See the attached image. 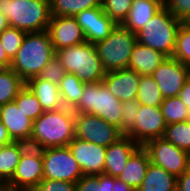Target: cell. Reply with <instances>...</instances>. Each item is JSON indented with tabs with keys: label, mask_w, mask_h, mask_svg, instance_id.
<instances>
[{
	"label": "cell",
	"mask_w": 190,
	"mask_h": 191,
	"mask_svg": "<svg viewBox=\"0 0 190 191\" xmlns=\"http://www.w3.org/2000/svg\"><path fill=\"white\" fill-rule=\"evenodd\" d=\"M75 138V112L63 107L45 111L33 121L29 146L45 149L68 146Z\"/></svg>",
	"instance_id": "1"
},
{
	"label": "cell",
	"mask_w": 190,
	"mask_h": 191,
	"mask_svg": "<svg viewBox=\"0 0 190 191\" xmlns=\"http://www.w3.org/2000/svg\"><path fill=\"white\" fill-rule=\"evenodd\" d=\"M54 56L55 50L47 30L26 33L10 68L26 82L38 76Z\"/></svg>",
	"instance_id": "2"
},
{
	"label": "cell",
	"mask_w": 190,
	"mask_h": 191,
	"mask_svg": "<svg viewBox=\"0 0 190 191\" xmlns=\"http://www.w3.org/2000/svg\"><path fill=\"white\" fill-rule=\"evenodd\" d=\"M0 12L25 33L47 30L51 19L50 0H0Z\"/></svg>",
	"instance_id": "3"
},
{
	"label": "cell",
	"mask_w": 190,
	"mask_h": 191,
	"mask_svg": "<svg viewBox=\"0 0 190 191\" xmlns=\"http://www.w3.org/2000/svg\"><path fill=\"white\" fill-rule=\"evenodd\" d=\"M66 73L75 74L84 83L102 81L106 75L95 45L90 42L55 51Z\"/></svg>",
	"instance_id": "4"
},
{
	"label": "cell",
	"mask_w": 190,
	"mask_h": 191,
	"mask_svg": "<svg viewBox=\"0 0 190 191\" xmlns=\"http://www.w3.org/2000/svg\"><path fill=\"white\" fill-rule=\"evenodd\" d=\"M73 111L101 117L122 132V102L102 81L85 83L81 100Z\"/></svg>",
	"instance_id": "5"
},
{
	"label": "cell",
	"mask_w": 190,
	"mask_h": 191,
	"mask_svg": "<svg viewBox=\"0 0 190 191\" xmlns=\"http://www.w3.org/2000/svg\"><path fill=\"white\" fill-rule=\"evenodd\" d=\"M182 23L164 6L136 33L137 42L172 57L177 31Z\"/></svg>",
	"instance_id": "6"
},
{
	"label": "cell",
	"mask_w": 190,
	"mask_h": 191,
	"mask_svg": "<svg viewBox=\"0 0 190 191\" xmlns=\"http://www.w3.org/2000/svg\"><path fill=\"white\" fill-rule=\"evenodd\" d=\"M136 43V33L117 24L105 40L94 45L104 70L110 72L128 68Z\"/></svg>",
	"instance_id": "7"
},
{
	"label": "cell",
	"mask_w": 190,
	"mask_h": 191,
	"mask_svg": "<svg viewBox=\"0 0 190 191\" xmlns=\"http://www.w3.org/2000/svg\"><path fill=\"white\" fill-rule=\"evenodd\" d=\"M44 178L76 183L83 172L68 146L42 149Z\"/></svg>",
	"instance_id": "8"
},
{
	"label": "cell",
	"mask_w": 190,
	"mask_h": 191,
	"mask_svg": "<svg viewBox=\"0 0 190 191\" xmlns=\"http://www.w3.org/2000/svg\"><path fill=\"white\" fill-rule=\"evenodd\" d=\"M43 179L42 150L28 146L21 155L12 179L5 186L9 191H33Z\"/></svg>",
	"instance_id": "9"
},
{
	"label": "cell",
	"mask_w": 190,
	"mask_h": 191,
	"mask_svg": "<svg viewBox=\"0 0 190 191\" xmlns=\"http://www.w3.org/2000/svg\"><path fill=\"white\" fill-rule=\"evenodd\" d=\"M143 148L148 152L150 162L165 169L176 178L190 166V154L163 137L147 141Z\"/></svg>",
	"instance_id": "10"
},
{
	"label": "cell",
	"mask_w": 190,
	"mask_h": 191,
	"mask_svg": "<svg viewBox=\"0 0 190 191\" xmlns=\"http://www.w3.org/2000/svg\"><path fill=\"white\" fill-rule=\"evenodd\" d=\"M124 134L101 117L88 113H75V137L108 147Z\"/></svg>",
	"instance_id": "11"
},
{
	"label": "cell",
	"mask_w": 190,
	"mask_h": 191,
	"mask_svg": "<svg viewBox=\"0 0 190 191\" xmlns=\"http://www.w3.org/2000/svg\"><path fill=\"white\" fill-rule=\"evenodd\" d=\"M134 126L125 134L140 146L155 138H162L167 126L160 106L140 104Z\"/></svg>",
	"instance_id": "12"
},
{
	"label": "cell",
	"mask_w": 190,
	"mask_h": 191,
	"mask_svg": "<svg viewBox=\"0 0 190 191\" xmlns=\"http://www.w3.org/2000/svg\"><path fill=\"white\" fill-rule=\"evenodd\" d=\"M151 76L158 84L163 98L179 96L180 90L190 76V67L168 57Z\"/></svg>",
	"instance_id": "13"
},
{
	"label": "cell",
	"mask_w": 190,
	"mask_h": 191,
	"mask_svg": "<svg viewBox=\"0 0 190 191\" xmlns=\"http://www.w3.org/2000/svg\"><path fill=\"white\" fill-rule=\"evenodd\" d=\"M68 147L83 175L104 174L106 147L76 137L70 141Z\"/></svg>",
	"instance_id": "14"
},
{
	"label": "cell",
	"mask_w": 190,
	"mask_h": 191,
	"mask_svg": "<svg viewBox=\"0 0 190 191\" xmlns=\"http://www.w3.org/2000/svg\"><path fill=\"white\" fill-rule=\"evenodd\" d=\"M47 31L55 51L86 42L81 26L71 16L51 17Z\"/></svg>",
	"instance_id": "15"
},
{
	"label": "cell",
	"mask_w": 190,
	"mask_h": 191,
	"mask_svg": "<svg viewBox=\"0 0 190 191\" xmlns=\"http://www.w3.org/2000/svg\"><path fill=\"white\" fill-rule=\"evenodd\" d=\"M81 26L86 41L95 44L105 40L117 25L105 12L102 6L83 10L74 16Z\"/></svg>",
	"instance_id": "16"
},
{
	"label": "cell",
	"mask_w": 190,
	"mask_h": 191,
	"mask_svg": "<svg viewBox=\"0 0 190 191\" xmlns=\"http://www.w3.org/2000/svg\"><path fill=\"white\" fill-rule=\"evenodd\" d=\"M0 120L6 126L12 141L29 144L33 120L14 101L0 106Z\"/></svg>",
	"instance_id": "17"
},
{
	"label": "cell",
	"mask_w": 190,
	"mask_h": 191,
	"mask_svg": "<svg viewBox=\"0 0 190 191\" xmlns=\"http://www.w3.org/2000/svg\"><path fill=\"white\" fill-rule=\"evenodd\" d=\"M141 75L130 69L106 72L102 82L121 102L136 99Z\"/></svg>",
	"instance_id": "18"
},
{
	"label": "cell",
	"mask_w": 190,
	"mask_h": 191,
	"mask_svg": "<svg viewBox=\"0 0 190 191\" xmlns=\"http://www.w3.org/2000/svg\"><path fill=\"white\" fill-rule=\"evenodd\" d=\"M139 147L140 145L127 135L106 147L104 174L117 178Z\"/></svg>",
	"instance_id": "19"
},
{
	"label": "cell",
	"mask_w": 190,
	"mask_h": 191,
	"mask_svg": "<svg viewBox=\"0 0 190 191\" xmlns=\"http://www.w3.org/2000/svg\"><path fill=\"white\" fill-rule=\"evenodd\" d=\"M164 7L163 0H133L128 17L122 25L137 33Z\"/></svg>",
	"instance_id": "20"
},
{
	"label": "cell",
	"mask_w": 190,
	"mask_h": 191,
	"mask_svg": "<svg viewBox=\"0 0 190 191\" xmlns=\"http://www.w3.org/2000/svg\"><path fill=\"white\" fill-rule=\"evenodd\" d=\"M167 58L162 52L137 42L127 69L136 71L141 76H150Z\"/></svg>",
	"instance_id": "21"
},
{
	"label": "cell",
	"mask_w": 190,
	"mask_h": 191,
	"mask_svg": "<svg viewBox=\"0 0 190 191\" xmlns=\"http://www.w3.org/2000/svg\"><path fill=\"white\" fill-rule=\"evenodd\" d=\"M25 85L37 97L44 111L58 110L64 107L58 85L38 76L27 80Z\"/></svg>",
	"instance_id": "22"
},
{
	"label": "cell",
	"mask_w": 190,
	"mask_h": 191,
	"mask_svg": "<svg viewBox=\"0 0 190 191\" xmlns=\"http://www.w3.org/2000/svg\"><path fill=\"white\" fill-rule=\"evenodd\" d=\"M149 164V154L140 146L128 159L127 165L117 178L136 190L141 186Z\"/></svg>",
	"instance_id": "23"
},
{
	"label": "cell",
	"mask_w": 190,
	"mask_h": 191,
	"mask_svg": "<svg viewBox=\"0 0 190 191\" xmlns=\"http://www.w3.org/2000/svg\"><path fill=\"white\" fill-rule=\"evenodd\" d=\"M177 185V178L150 162L141 186L136 191H171Z\"/></svg>",
	"instance_id": "24"
},
{
	"label": "cell",
	"mask_w": 190,
	"mask_h": 191,
	"mask_svg": "<svg viewBox=\"0 0 190 191\" xmlns=\"http://www.w3.org/2000/svg\"><path fill=\"white\" fill-rule=\"evenodd\" d=\"M29 145L23 142H12L0 148V180L6 185L13 177L23 151Z\"/></svg>",
	"instance_id": "25"
},
{
	"label": "cell",
	"mask_w": 190,
	"mask_h": 191,
	"mask_svg": "<svg viewBox=\"0 0 190 191\" xmlns=\"http://www.w3.org/2000/svg\"><path fill=\"white\" fill-rule=\"evenodd\" d=\"M84 85L85 83L75 74H65L58 85L64 107L74 109L78 105L83 95Z\"/></svg>",
	"instance_id": "26"
},
{
	"label": "cell",
	"mask_w": 190,
	"mask_h": 191,
	"mask_svg": "<svg viewBox=\"0 0 190 191\" xmlns=\"http://www.w3.org/2000/svg\"><path fill=\"white\" fill-rule=\"evenodd\" d=\"M99 6H101V0H50L51 17H74L83 10Z\"/></svg>",
	"instance_id": "27"
},
{
	"label": "cell",
	"mask_w": 190,
	"mask_h": 191,
	"mask_svg": "<svg viewBox=\"0 0 190 191\" xmlns=\"http://www.w3.org/2000/svg\"><path fill=\"white\" fill-rule=\"evenodd\" d=\"M24 86L25 81L11 68L0 73V106L12 102Z\"/></svg>",
	"instance_id": "28"
},
{
	"label": "cell",
	"mask_w": 190,
	"mask_h": 191,
	"mask_svg": "<svg viewBox=\"0 0 190 191\" xmlns=\"http://www.w3.org/2000/svg\"><path fill=\"white\" fill-rule=\"evenodd\" d=\"M136 99L139 104L149 106H160L163 102V95L151 75L141 76Z\"/></svg>",
	"instance_id": "29"
},
{
	"label": "cell",
	"mask_w": 190,
	"mask_h": 191,
	"mask_svg": "<svg viewBox=\"0 0 190 191\" xmlns=\"http://www.w3.org/2000/svg\"><path fill=\"white\" fill-rule=\"evenodd\" d=\"M163 138L168 142L190 154V123L177 122L168 124L165 128Z\"/></svg>",
	"instance_id": "30"
},
{
	"label": "cell",
	"mask_w": 190,
	"mask_h": 191,
	"mask_svg": "<svg viewBox=\"0 0 190 191\" xmlns=\"http://www.w3.org/2000/svg\"><path fill=\"white\" fill-rule=\"evenodd\" d=\"M160 108L167 125L187 121L188 108L179 96L164 98Z\"/></svg>",
	"instance_id": "31"
},
{
	"label": "cell",
	"mask_w": 190,
	"mask_h": 191,
	"mask_svg": "<svg viewBox=\"0 0 190 191\" xmlns=\"http://www.w3.org/2000/svg\"><path fill=\"white\" fill-rule=\"evenodd\" d=\"M13 101L33 121L45 112L37 97L26 85L19 91Z\"/></svg>",
	"instance_id": "32"
},
{
	"label": "cell",
	"mask_w": 190,
	"mask_h": 191,
	"mask_svg": "<svg viewBox=\"0 0 190 191\" xmlns=\"http://www.w3.org/2000/svg\"><path fill=\"white\" fill-rule=\"evenodd\" d=\"M75 191H114V177L106 174L83 175L76 182Z\"/></svg>",
	"instance_id": "33"
},
{
	"label": "cell",
	"mask_w": 190,
	"mask_h": 191,
	"mask_svg": "<svg viewBox=\"0 0 190 191\" xmlns=\"http://www.w3.org/2000/svg\"><path fill=\"white\" fill-rule=\"evenodd\" d=\"M172 58L190 67V23H182L178 28Z\"/></svg>",
	"instance_id": "34"
},
{
	"label": "cell",
	"mask_w": 190,
	"mask_h": 191,
	"mask_svg": "<svg viewBox=\"0 0 190 191\" xmlns=\"http://www.w3.org/2000/svg\"><path fill=\"white\" fill-rule=\"evenodd\" d=\"M133 0H101L102 10L116 24H122L128 17Z\"/></svg>",
	"instance_id": "35"
},
{
	"label": "cell",
	"mask_w": 190,
	"mask_h": 191,
	"mask_svg": "<svg viewBox=\"0 0 190 191\" xmlns=\"http://www.w3.org/2000/svg\"><path fill=\"white\" fill-rule=\"evenodd\" d=\"M26 33L20 29L9 27L0 34V42L7 56L13 60L22 45Z\"/></svg>",
	"instance_id": "36"
},
{
	"label": "cell",
	"mask_w": 190,
	"mask_h": 191,
	"mask_svg": "<svg viewBox=\"0 0 190 191\" xmlns=\"http://www.w3.org/2000/svg\"><path fill=\"white\" fill-rule=\"evenodd\" d=\"M66 74L65 68L56 55L43 67L39 78L59 85Z\"/></svg>",
	"instance_id": "37"
},
{
	"label": "cell",
	"mask_w": 190,
	"mask_h": 191,
	"mask_svg": "<svg viewBox=\"0 0 190 191\" xmlns=\"http://www.w3.org/2000/svg\"><path fill=\"white\" fill-rule=\"evenodd\" d=\"M139 107L137 99L122 102V133L124 135L134 126Z\"/></svg>",
	"instance_id": "38"
},
{
	"label": "cell",
	"mask_w": 190,
	"mask_h": 191,
	"mask_svg": "<svg viewBox=\"0 0 190 191\" xmlns=\"http://www.w3.org/2000/svg\"><path fill=\"white\" fill-rule=\"evenodd\" d=\"M164 6L183 23H190V0H166Z\"/></svg>",
	"instance_id": "39"
},
{
	"label": "cell",
	"mask_w": 190,
	"mask_h": 191,
	"mask_svg": "<svg viewBox=\"0 0 190 191\" xmlns=\"http://www.w3.org/2000/svg\"><path fill=\"white\" fill-rule=\"evenodd\" d=\"M76 183L44 178L33 191H75Z\"/></svg>",
	"instance_id": "40"
},
{
	"label": "cell",
	"mask_w": 190,
	"mask_h": 191,
	"mask_svg": "<svg viewBox=\"0 0 190 191\" xmlns=\"http://www.w3.org/2000/svg\"><path fill=\"white\" fill-rule=\"evenodd\" d=\"M180 191H190V166L177 178Z\"/></svg>",
	"instance_id": "41"
},
{
	"label": "cell",
	"mask_w": 190,
	"mask_h": 191,
	"mask_svg": "<svg viewBox=\"0 0 190 191\" xmlns=\"http://www.w3.org/2000/svg\"><path fill=\"white\" fill-rule=\"evenodd\" d=\"M179 97L186 107L190 109V76L187 78L183 88L180 90Z\"/></svg>",
	"instance_id": "42"
},
{
	"label": "cell",
	"mask_w": 190,
	"mask_h": 191,
	"mask_svg": "<svg viewBox=\"0 0 190 191\" xmlns=\"http://www.w3.org/2000/svg\"><path fill=\"white\" fill-rule=\"evenodd\" d=\"M12 139L10 138L6 126L0 120V145H8L12 143Z\"/></svg>",
	"instance_id": "43"
},
{
	"label": "cell",
	"mask_w": 190,
	"mask_h": 191,
	"mask_svg": "<svg viewBox=\"0 0 190 191\" xmlns=\"http://www.w3.org/2000/svg\"><path fill=\"white\" fill-rule=\"evenodd\" d=\"M114 191H136L133 187L126 182L114 177Z\"/></svg>",
	"instance_id": "44"
},
{
	"label": "cell",
	"mask_w": 190,
	"mask_h": 191,
	"mask_svg": "<svg viewBox=\"0 0 190 191\" xmlns=\"http://www.w3.org/2000/svg\"><path fill=\"white\" fill-rule=\"evenodd\" d=\"M0 63L3 64L6 68L11 67L12 60L7 56L5 50L2 47L0 42Z\"/></svg>",
	"instance_id": "45"
},
{
	"label": "cell",
	"mask_w": 190,
	"mask_h": 191,
	"mask_svg": "<svg viewBox=\"0 0 190 191\" xmlns=\"http://www.w3.org/2000/svg\"><path fill=\"white\" fill-rule=\"evenodd\" d=\"M9 27L8 19L0 12V34Z\"/></svg>",
	"instance_id": "46"
},
{
	"label": "cell",
	"mask_w": 190,
	"mask_h": 191,
	"mask_svg": "<svg viewBox=\"0 0 190 191\" xmlns=\"http://www.w3.org/2000/svg\"><path fill=\"white\" fill-rule=\"evenodd\" d=\"M6 190V186L4 185V183L0 180V191H5Z\"/></svg>",
	"instance_id": "47"
},
{
	"label": "cell",
	"mask_w": 190,
	"mask_h": 191,
	"mask_svg": "<svg viewBox=\"0 0 190 191\" xmlns=\"http://www.w3.org/2000/svg\"><path fill=\"white\" fill-rule=\"evenodd\" d=\"M7 68L0 63V73H2L3 71H5Z\"/></svg>",
	"instance_id": "48"
},
{
	"label": "cell",
	"mask_w": 190,
	"mask_h": 191,
	"mask_svg": "<svg viewBox=\"0 0 190 191\" xmlns=\"http://www.w3.org/2000/svg\"><path fill=\"white\" fill-rule=\"evenodd\" d=\"M188 116H187V122H189L190 123V109H188Z\"/></svg>",
	"instance_id": "49"
},
{
	"label": "cell",
	"mask_w": 190,
	"mask_h": 191,
	"mask_svg": "<svg viewBox=\"0 0 190 191\" xmlns=\"http://www.w3.org/2000/svg\"><path fill=\"white\" fill-rule=\"evenodd\" d=\"M171 191H180V189L176 186L173 190Z\"/></svg>",
	"instance_id": "50"
}]
</instances>
